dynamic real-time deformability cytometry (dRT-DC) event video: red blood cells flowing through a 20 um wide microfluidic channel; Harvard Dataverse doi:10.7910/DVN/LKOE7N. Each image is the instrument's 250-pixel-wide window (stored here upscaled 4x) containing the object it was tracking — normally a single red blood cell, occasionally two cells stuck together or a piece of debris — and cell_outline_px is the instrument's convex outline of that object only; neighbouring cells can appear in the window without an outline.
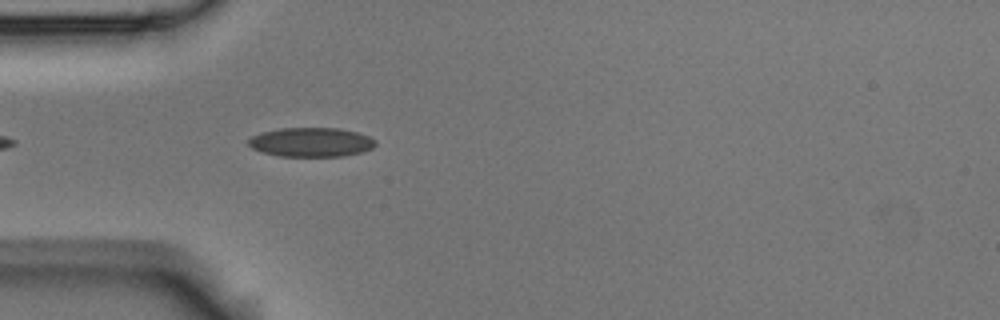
{"species": "Egyptian fruit bat (a non-hibernating species)", "species_latin": "Rousettus aegyptiacus", "temperature_condition": "room temperature", "stored_images_in_passage": 4, "camera_frame_rate_fps": 3000, "um_per_image_px": 0.085, "animal": {"sex": "male"}, "frame": {"image": 1, "passage_image": 4, "time_ms": 1.0, "image_size_px": [1000, 320], "cell_outline_px": [[376, 144], [372, 148], [360, 152], [344, 156], [280, 156], [260, 152], [252, 148], [248, 144], [248, 140], [252, 136], [260, 132], [280, 128], [340, 128], [356, 132], [368, 136], [376, 140]], "centroid_in_image_um": [26.42, 12.08], "position_along_channel_um": 58.6, "area_um2": 21.68}}